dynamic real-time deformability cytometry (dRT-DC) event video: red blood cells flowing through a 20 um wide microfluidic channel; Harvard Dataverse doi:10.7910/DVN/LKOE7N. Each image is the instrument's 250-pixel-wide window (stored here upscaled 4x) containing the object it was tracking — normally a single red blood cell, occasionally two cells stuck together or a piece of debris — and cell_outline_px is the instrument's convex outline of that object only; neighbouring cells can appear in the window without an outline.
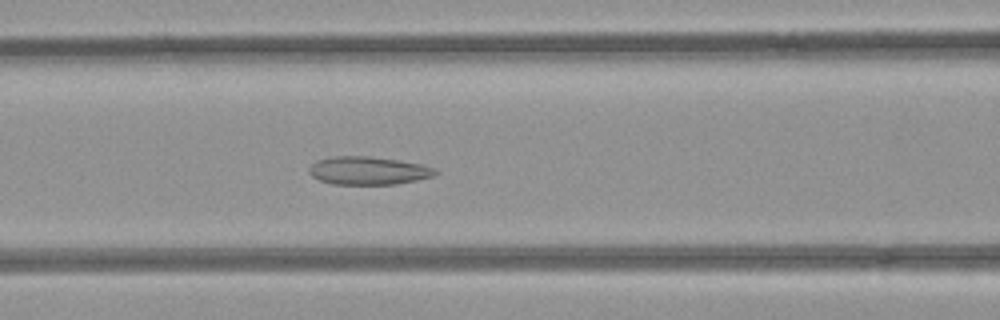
{"species": "common noctule bat (a hibernating species)", "species_latin": "Nyctalus noctula", "temperature_condition": "room temperature", "stored_images_in_passage": 52, "segment_of_instrument_passage": [1, 2], "camera_frame_rate_fps": 3000, "um_per_image_px": 0.085, "animal": {"sex": "female", "body_mass_g": 21.9}, "frame": {"image": 1, "passage_image": 21, "time_ms": 6.667, "image_size_px": [1000, 320], "cell_outline_px": [[440, 172], [432, 176], [416, 180], [396, 184], [332, 184], [320, 180], [312, 176], [308, 172], [308, 168], [316, 160], [332, 156], [368, 156], [396, 160], [420, 164], [436, 168]], "centroid_in_image_um": [31.28, 14.5], "position_along_channel_um": 135.3, "area_um2": 20.63}}
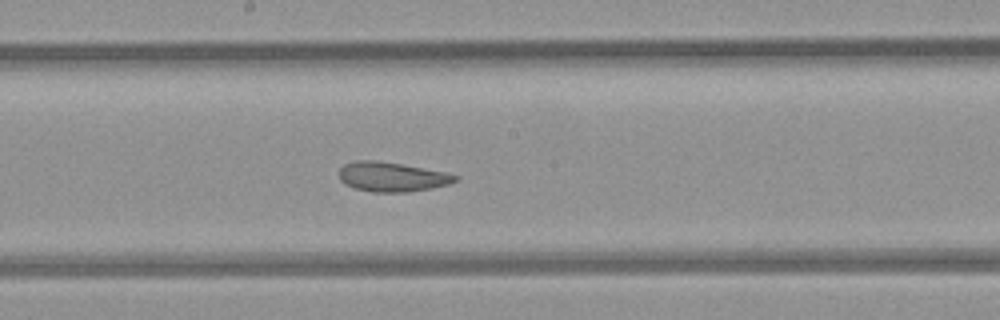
{"frame": {"image": 2, "passage_image": 27, "time_ms": 8.667, "image_size_px": [1000, 320], "cell_outline_px": [[460, 180], [448, 184], [432, 188], [408, 192], [372, 192], [356, 188], [344, 184], [340, 180], [340, 168], [344, 164], [356, 160], [376, 160], [448, 172], [460, 176]], "centroid_in_image_um": [33.35, 15.03], "position_along_channel_um": 214.8, "area_um2": 20.11}}
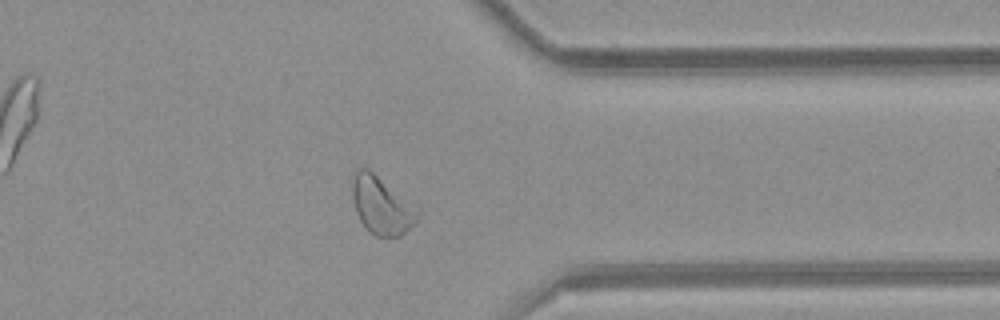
{"frame": {"image": 3, "passage_image": 40, "time_ms": 13.0, "image_size_px": [1000, 320], "cell_outline_px": [[420, 212], [416, 224], [400, 236], [376, 236], [360, 220], [356, 212], [352, 196], [352, 176], [356, 168], [368, 168], [420, 204]], "centroid_in_image_um": [32.52, 17.4], "position_along_channel_um": 378.9, "area_um2": 22.89}}